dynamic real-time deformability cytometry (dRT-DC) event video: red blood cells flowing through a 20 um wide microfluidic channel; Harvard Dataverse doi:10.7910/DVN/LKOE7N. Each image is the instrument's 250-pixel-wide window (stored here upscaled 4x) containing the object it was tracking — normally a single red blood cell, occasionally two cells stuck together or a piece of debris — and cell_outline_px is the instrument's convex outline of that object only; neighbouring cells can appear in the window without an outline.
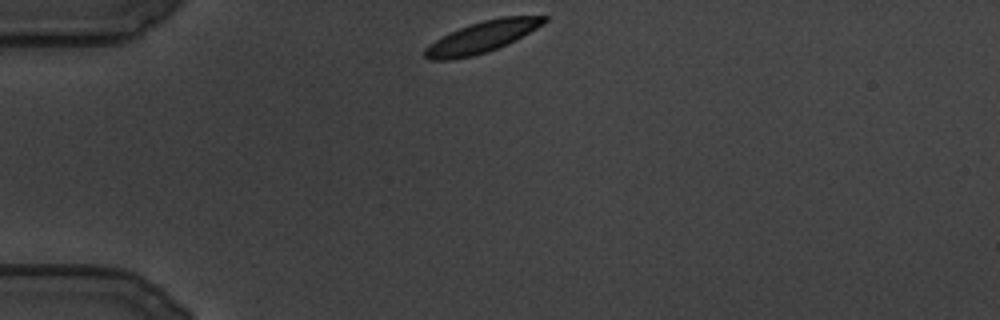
{"species": "common noctule bat (a hibernating species)", "species_latin": "Nyctalus noctula", "temperature_condition": "cold", "stored_images_in_passage": 83, "camera_frame_rate_fps": 3000, "um_per_image_px": 0.085, "animal": {"sex": "male", "body_mass_g": 19.5, "forearm_length_mm": 54.6}, "frame": {"image": 1, "passage_image": 1, "time_ms": 0.0, "image_size_px": [1000, 320], "cell_outline_px": [[548, 20], [536, 28], [516, 40], [508, 44], [488, 52], [472, 56], [452, 60], [428, 60], [424, 56], [424, 48], [436, 40], [468, 24], [500, 16], [548, 16]], "centroid_in_image_um": [40.97, 3.15], "position_along_channel_um": 44.0, "area_um2": 21.68}}
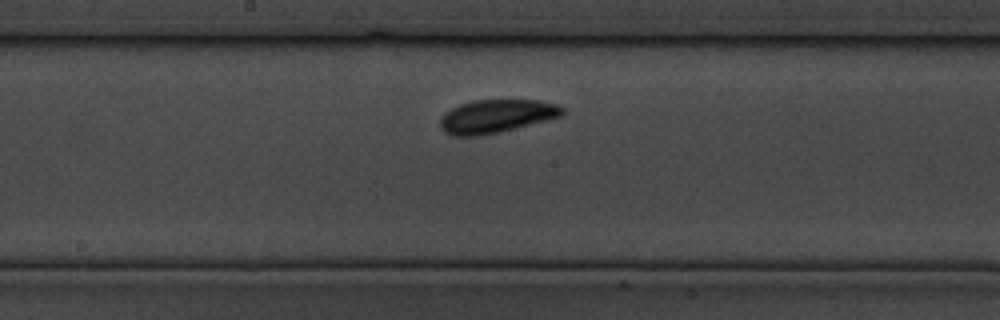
{"frame": {"image": 2, "passage_image": 36, "time_ms": 11.667, "image_size_px": [1000, 320], "cell_outline_px": [[564, 112], [560, 116], [500, 132], [476, 136], [452, 136], [444, 132], [440, 128], [440, 116], [444, 112], [460, 104], [472, 100], [536, 100], [556, 104], [564, 108]], "centroid_in_image_um": [42.12, 9.88], "position_along_channel_um": 206.1, "area_um2": 23.64}}
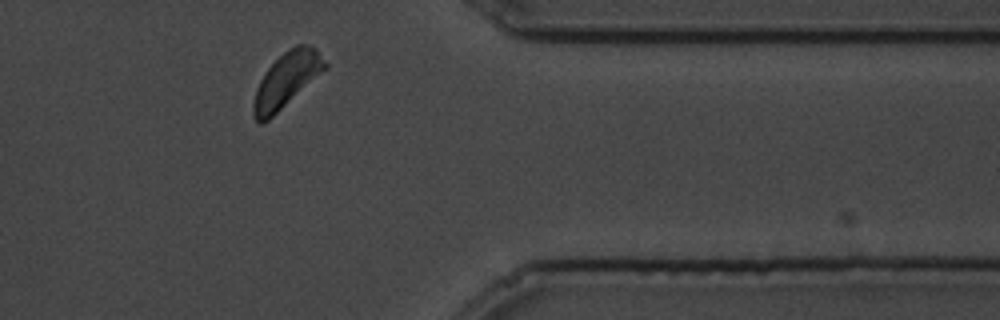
{"frame": {"image": 3, "passage_image": 71, "time_ms": 23.333, "image_size_px": [1000, 320], "cell_outline_px": [[328, 68], [264, 124], [260, 124], [252, 116], [252, 104], [256, 88], [260, 80], [268, 68], [288, 48], [296, 44], [304, 44], [316, 48], [328, 64]], "centroid_in_image_um": [24.35, 6.81], "position_along_channel_um": 387.0, "area_um2": 23.0}}